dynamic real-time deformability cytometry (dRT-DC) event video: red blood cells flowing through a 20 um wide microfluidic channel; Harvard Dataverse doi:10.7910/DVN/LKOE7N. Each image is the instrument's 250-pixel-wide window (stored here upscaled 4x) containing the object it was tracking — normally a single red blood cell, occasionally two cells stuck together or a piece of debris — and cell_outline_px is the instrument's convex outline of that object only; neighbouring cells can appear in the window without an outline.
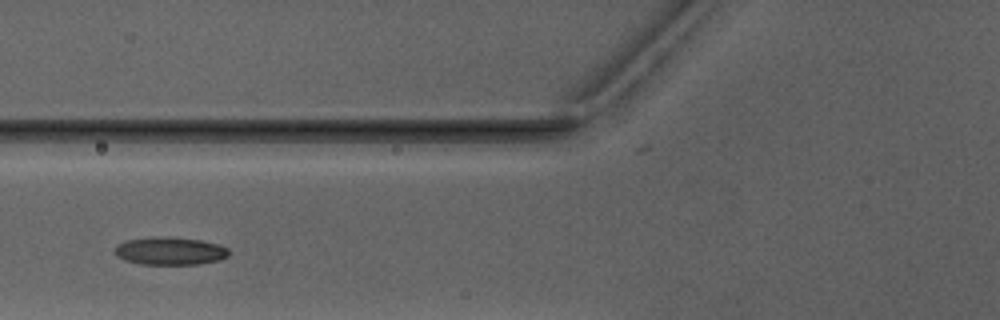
{"species": "Egyptian fruit bat (a non-hibernating species)", "species_latin": "Rousettus aegyptiacus", "temperature_condition": "warm", "stored_images_in_passage": 3, "camera_frame_rate_fps": 3000, "um_per_image_px": 0.085, "animal": {"sex": "male"}, "frame": {"image": 1, "passage_image": 3, "time_ms": 2.333, "image_size_px": [1000, 320], "cell_outline_px": [[228, 256], [220, 260], [196, 264], [140, 264], [124, 260], [116, 256], [112, 252], [116, 244], [124, 240], [156, 236], [168, 236], [200, 240], [220, 244], [228, 248]], "centroid_in_image_um": [14.39, 21.32], "position_along_channel_um": 111.4, "area_um2": 18.84}}